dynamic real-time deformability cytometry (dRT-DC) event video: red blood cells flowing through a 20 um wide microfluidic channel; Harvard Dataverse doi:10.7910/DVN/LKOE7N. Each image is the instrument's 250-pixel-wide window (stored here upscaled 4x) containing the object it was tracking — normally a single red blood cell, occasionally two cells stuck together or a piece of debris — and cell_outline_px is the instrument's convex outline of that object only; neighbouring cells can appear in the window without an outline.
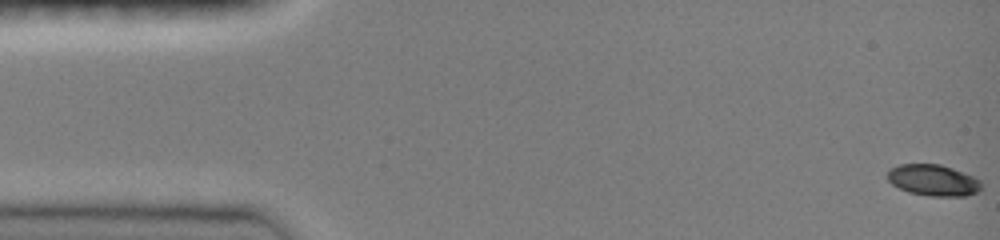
{"species": "common noctule bat (a hibernating species)", "species_latin": "Nyctalus noctula", "temperature_condition": "room temperature", "stored_images_in_passage": 31, "camera_frame_rate_fps": 3000, "um_per_image_px": 0.085, "animal": {"sex": "female", "body_mass_g": 19.0, "forearm_length_mm": 51.5}, "frame": {"image": 1, "passage_image": 1, "time_ms": 0.0, "image_size_px": [1000, 240], "cell_outline_px": [[980, 188], [976, 192], [964, 196], [932, 196], [908, 192], [892, 184], [888, 180], [888, 172], [892, 168], [900, 164], [940, 164], [952, 168], [972, 176], [980, 180]], "centroid_in_image_um": [79.31, 15.31], "position_along_channel_um": 5.7, "area_um2": 16.82}}
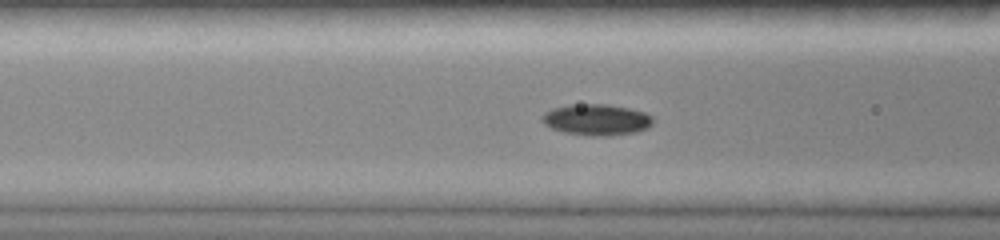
{"frame": {"image": 2, "passage_image": 17, "time_ms": 6.0, "image_size_px": [1000, 240], "cell_outline_px": [[652, 124], [648, 128], [636, 132], [608, 136], [592, 136], [564, 132], [552, 128], [544, 124], [540, 120], [540, 116], [544, 112], [552, 108], [568, 104], [608, 104], [628, 108], [644, 112], [652, 116]], "centroid_in_image_um": [50.67, 10.17], "position_along_channel_um": 115.9, "area_um2": 20.35}}
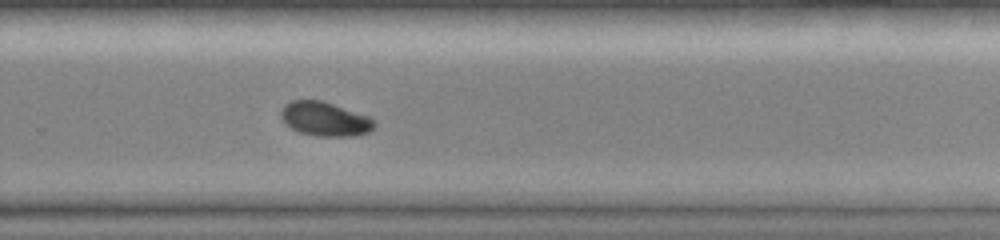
{"frame": {"image": 3, "passage_image": 31, "time_ms": 10.667, "image_size_px": [1000, 240], "cell_outline_px": [[376, 124], [368, 132], [352, 136], [316, 136], [300, 132], [284, 124], [280, 116], [280, 112], [284, 104], [292, 100], [320, 100], [368, 116]], "centroid_in_image_um": [27.56, 10.11], "position_along_channel_um": 302.2, "area_um2": 18.38}}